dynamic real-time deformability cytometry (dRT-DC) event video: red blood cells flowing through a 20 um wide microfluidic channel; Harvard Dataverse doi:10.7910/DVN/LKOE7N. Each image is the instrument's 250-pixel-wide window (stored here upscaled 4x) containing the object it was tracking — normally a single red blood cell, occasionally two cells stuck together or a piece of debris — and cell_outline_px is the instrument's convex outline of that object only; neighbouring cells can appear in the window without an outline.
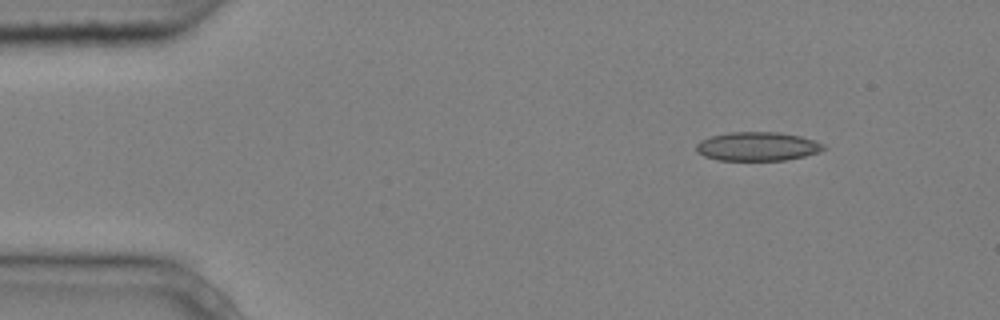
{"species": "common noctule bat (a hibernating species)", "species_latin": "Nyctalus noctula", "temperature_condition": "cold", "stored_images_in_passage": 3, "camera_frame_rate_fps": 3000, "um_per_image_px": 0.085, "animal": {"sex": "male", "body_mass_g": 20.4}, "frame": {"image": 1, "passage_image": 1, "time_ms": 0.0, "image_size_px": [1000, 320], "cell_outline_px": [[828, 148], [820, 152], [804, 156], [784, 160], [720, 160], [704, 156], [696, 152], [696, 144], [700, 140], [712, 136], [728, 132], [780, 132], [800, 136], [824, 144]], "centroid_in_image_um": [64.39, 12.44], "position_along_channel_um": 20.6, "area_um2": 21.44}}
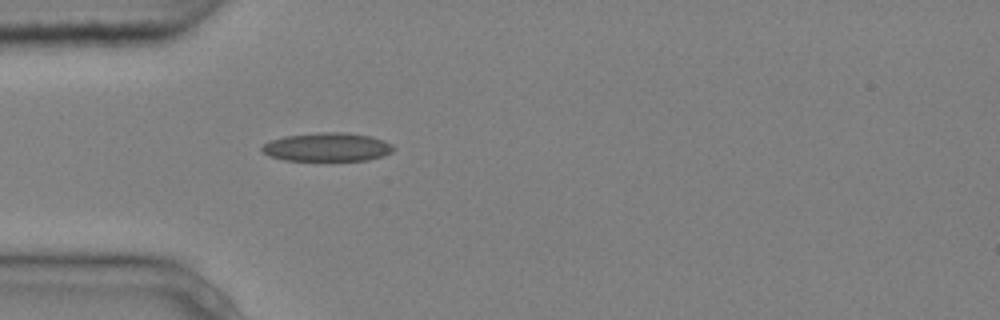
{"frame": {"image": 2, "passage_image": 3, "time_ms": 0.667, "image_size_px": [1000, 320], "cell_outline_px": [[396, 148], [392, 152], [384, 156], [368, 160], [284, 160], [272, 156], [264, 152], [260, 148], [264, 144], [272, 140], [284, 136], [320, 132], [344, 132], [372, 136], [384, 140], [392, 144]], "centroid_in_image_um": [27.88, 12.49], "position_along_channel_um": 57.1, "area_um2": 21.91}}